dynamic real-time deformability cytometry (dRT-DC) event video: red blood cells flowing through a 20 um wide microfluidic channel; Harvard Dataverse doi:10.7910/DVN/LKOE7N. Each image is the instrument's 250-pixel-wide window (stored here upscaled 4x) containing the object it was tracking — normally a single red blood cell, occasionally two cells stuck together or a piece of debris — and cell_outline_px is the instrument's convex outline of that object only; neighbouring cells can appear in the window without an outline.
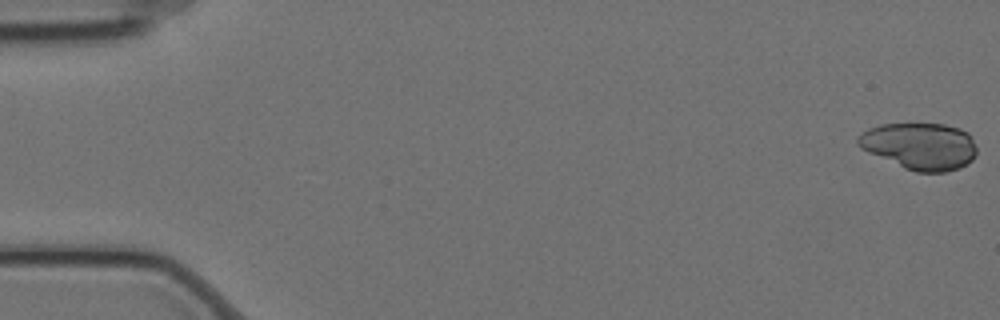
{"species": "Egyptian fruit bat (a non-hibernating species)", "species_latin": "Rousettus aegyptiacus", "temperature_condition": "cold", "stored_images_in_passage": 58, "camera_frame_rate_fps": 3000, "um_per_image_px": 0.085, "animal": {"sex": "female"}, "frame": {"image": 1, "passage_image": 1, "time_ms": 0.0, "image_size_px": [1000, 320], "cell_outline_px": [[976, 156], [972, 160], [960, 168], [944, 172], [916, 172], [904, 168], [868, 152], [860, 148], [856, 144], [856, 136], [860, 132], [868, 128], [880, 124], [944, 124], [960, 128], [968, 132], [972, 136], [976, 148]], "centroid_in_image_um": [78.17, 12.41], "position_along_channel_um": 6.8, "area_um2": 32.77}}